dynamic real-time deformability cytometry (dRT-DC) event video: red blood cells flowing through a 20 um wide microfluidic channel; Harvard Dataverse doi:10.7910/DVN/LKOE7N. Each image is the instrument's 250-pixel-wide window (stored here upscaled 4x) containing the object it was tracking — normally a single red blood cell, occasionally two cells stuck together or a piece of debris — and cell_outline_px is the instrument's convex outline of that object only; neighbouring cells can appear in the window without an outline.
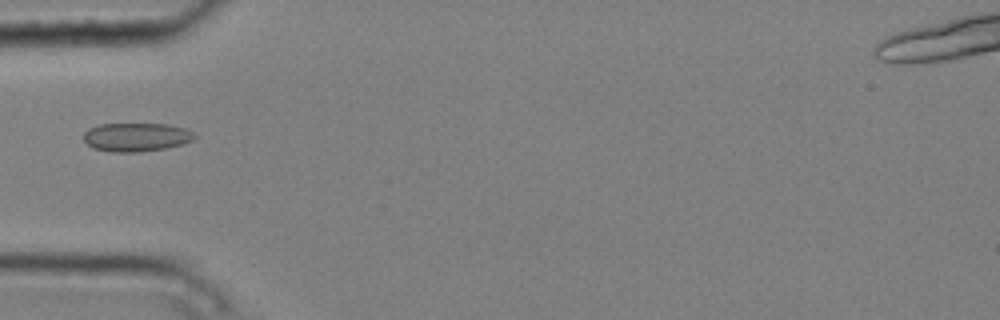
{"species": "common noctule bat (a hibernating species)", "species_latin": "Nyctalus noctula", "temperature_condition": "cold", "stored_images_in_passage": 1, "camera_frame_rate_fps": 3000, "um_per_image_px": 0.085, "animal": {"sex": "male", "body_mass_g": 20.4}, "frame": {"image": 1, "passage_image": 1, "time_ms": 0.0, "image_size_px": [1000, 320], "cell_outline_px": [[196, 136], [192, 140], [184, 144], [164, 148], [136, 152], [112, 152], [92, 148], [84, 140], [84, 132], [88, 128], [100, 124], [168, 124], [184, 128], [196, 132]], "centroid_in_image_um": [11.59, 11.65], "position_along_channel_um": 73.4, "area_um2": 18.55}}